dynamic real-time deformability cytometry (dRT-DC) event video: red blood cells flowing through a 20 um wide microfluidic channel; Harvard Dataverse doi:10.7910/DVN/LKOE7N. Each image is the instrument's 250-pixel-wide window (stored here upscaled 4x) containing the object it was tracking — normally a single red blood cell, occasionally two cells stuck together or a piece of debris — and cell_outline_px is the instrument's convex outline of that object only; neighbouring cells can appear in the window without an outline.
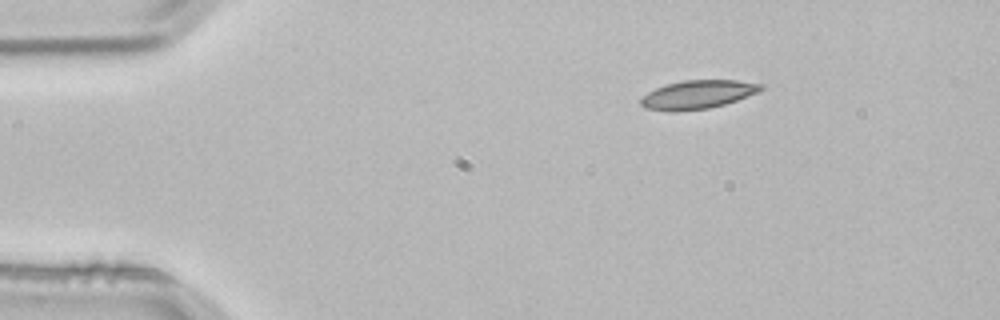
{"species": "common noctule bat (a hibernating species)", "species_latin": "Nyctalus noctula", "temperature_condition": "room temperature", "stored_images_in_passage": 3, "segment_of_instrument_passage": [2, 2], "camera_frame_rate_fps": 3000, "um_per_image_px": 0.085, "animal": {"sex": "male", "body_mass_g": 21.5, "forearm_length_mm": 52.0}, "frame": {"image": 1, "passage_image": 3, "time_ms": 0.667, "image_size_px": [1000, 320], "cell_outline_px": [[764, 88], [760, 92], [724, 104], [708, 108], [676, 112], [672, 112], [644, 108], [640, 104], [640, 100], [648, 92], [664, 84], [684, 80], [736, 80], [764, 84]], "centroid_in_image_um": [59.31, 8.03], "position_along_channel_um": 25.7, "area_um2": 20.11}}